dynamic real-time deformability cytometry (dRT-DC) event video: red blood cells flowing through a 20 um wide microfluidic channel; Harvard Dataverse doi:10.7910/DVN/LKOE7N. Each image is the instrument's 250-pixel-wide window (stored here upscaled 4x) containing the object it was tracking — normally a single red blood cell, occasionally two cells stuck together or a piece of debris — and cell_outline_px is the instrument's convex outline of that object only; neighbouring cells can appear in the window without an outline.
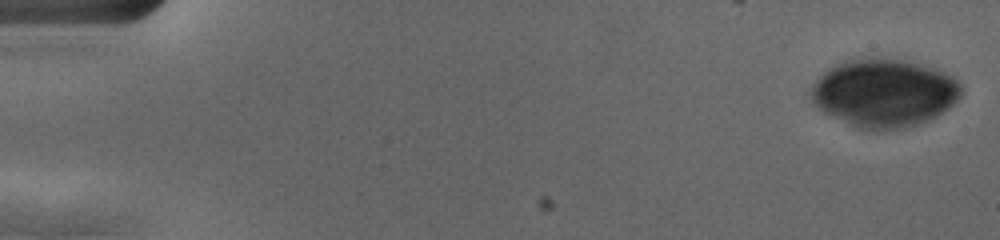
{"species": "human", "species_latin": "Homo sapiens", "temperature_condition": "cold", "stored_images_in_passage": 3, "camera_frame_rate_fps": 3000, "um_per_image_px": 0.085, "donor": {"sex": "female"}, "frame": {"image": 1, "passage_image": 1, "time_ms": 0.0, "image_size_px": [1000, 240], "cell_outline_px": [[960, 96], [948, 108], [936, 116], [928, 120], [904, 128], [876, 132], [856, 128], [824, 112], [808, 96], [812, 84], [828, 68], [844, 60], [872, 56], [880, 56], [904, 60], [920, 64], [944, 72], [952, 76], [960, 84]], "centroid_in_image_um": [75.1, 7.89], "position_along_channel_um": 9.9, "area_um2": 60.05}}